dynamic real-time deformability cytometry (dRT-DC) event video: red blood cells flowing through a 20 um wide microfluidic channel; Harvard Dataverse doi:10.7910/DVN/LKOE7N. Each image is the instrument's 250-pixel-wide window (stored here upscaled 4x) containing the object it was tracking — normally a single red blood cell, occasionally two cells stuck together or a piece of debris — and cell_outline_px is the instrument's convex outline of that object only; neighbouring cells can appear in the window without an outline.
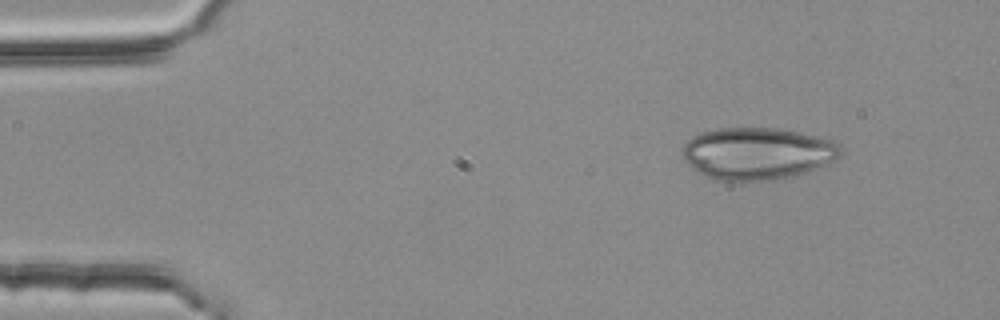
{"species": "common noctule bat (a hibernating species)", "species_latin": "Nyctalus noctula", "temperature_condition": "room temperature", "stored_images_in_passage": 3, "camera_frame_rate_fps": 3000, "um_per_image_px": 0.085, "animal": {"sex": "female", "body_mass_g": 25.1}, "frame": {"image": 1, "passage_image": 1, "time_ms": 0.0, "image_size_px": [1000, 320], "cell_outline_px": [[844, 148], [832, 160], [816, 168], [792, 176], [772, 180], [716, 180], [704, 176], [692, 168], [684, 160], [680, 152], [680, 148], [692, 136], [704, 132], [720, 128], [776, 128], [820, 136], [832, 140], [840, 144]], "centroid_in_image_um": [64.33, 13.03], "position_along_channel_um": 20.7, "area_um2": 47.92}}